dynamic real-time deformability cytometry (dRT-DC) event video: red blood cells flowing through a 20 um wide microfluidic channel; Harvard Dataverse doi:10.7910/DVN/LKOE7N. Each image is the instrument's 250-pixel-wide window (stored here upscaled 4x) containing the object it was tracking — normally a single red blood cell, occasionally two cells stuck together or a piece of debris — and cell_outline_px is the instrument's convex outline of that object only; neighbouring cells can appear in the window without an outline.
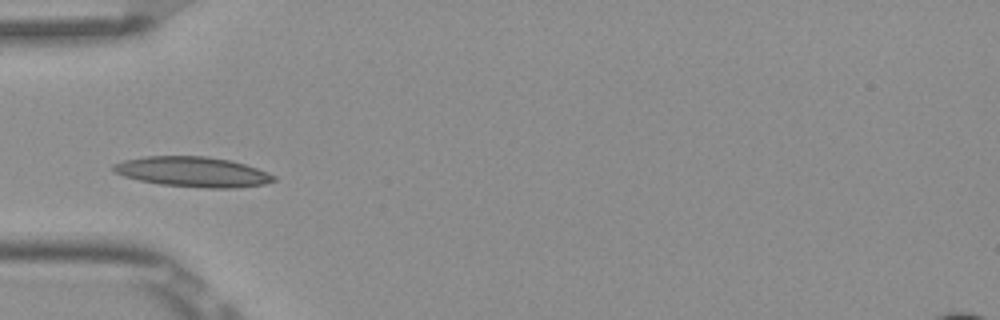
{"species": "Egyptian fruit bat (a non-hibernating species)", "species_latin": "Rousettus aegyptiacus", "temperature_condition": "room temperature", "stored_images_in_passage": 4, "camera_frame_rate_fps": 3000, "um_per_image_px": 0.085, "frame": {"image": 1, "passage_image": 4, "time_ms": 1.0, "image_size_px": [1000, 320], "cell_outline_px": [[276, 180], [264, 184], [236, 188], [204, 188], [160, 184], [140, 180], [124, 176], [116, 172], [112, 168], [112, 164], [124, 160], [144, 156], [208, 156], [232, 160], [268, 172], [276, 176]], "centroid_in_image_um": [16.41, 14.6], "position_along_channel_um": 68.6, "area_um2": 28.21}}